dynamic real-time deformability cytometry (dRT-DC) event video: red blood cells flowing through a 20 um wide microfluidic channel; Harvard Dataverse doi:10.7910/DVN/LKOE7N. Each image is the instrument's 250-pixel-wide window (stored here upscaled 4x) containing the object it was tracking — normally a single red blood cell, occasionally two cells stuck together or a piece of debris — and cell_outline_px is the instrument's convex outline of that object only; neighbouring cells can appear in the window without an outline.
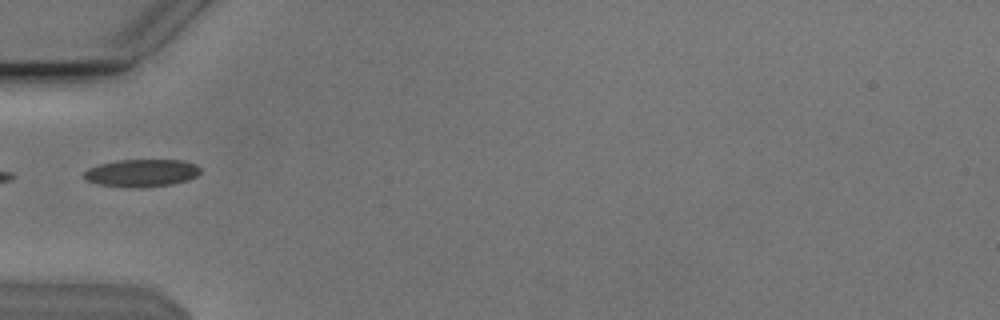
{"species": "Egyptian fruit bat (a non-hibernating species)", "species_latin": "Rousettus aegyptiacus", "temperature_condition": "cold", "stored_images_in_passage": 2, "camera_frame_rate_fps": 3000, "um_per_image_px": 0.085, "animal": {"sex": "male"}, "frame": {"image": 1, "passage_image": 1, "time_ms": 0.0, "image_size_px": [1000, 320], "cell_outline_px": [[200, 172], [196, 176], [188, 180], [172, 184], [140, 188], [100, 184], [88, 180], [84, 176], [84, 172], [88, 168], [100, 164], [116, 160], [184, 160], [196, 164], [200, 168]], "centroid_in_image_um": [12.08, 14.69], "position_along_channel_um": 72.9, "area_um2": 18.55}}